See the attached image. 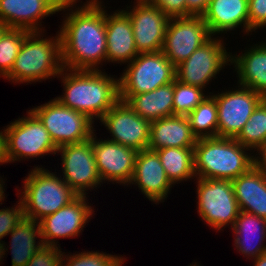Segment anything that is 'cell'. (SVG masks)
I'll return each mask as SVG.
<instances>
[{"mask_svg":"<svg viewBox=\"0 0 266 266\" xmlns=\"http://www.w3.org/2000/svg\"><path fill=\"white\" fill-rule=\"evenodd\" d=\"M16 204L14 205L15 207L13 206L11 208H0V264L3 261L2 259L6 251H8L7 244L2 239L8 236L20 219L24 217L23 205L20 199Z\"/></svg>","mask_w":266,"mask_h":266,"instance_id":"obj_34","label":"cell"},{"mask_svg":"<svg viewBox=\"0 0 266 266\" xmlns=\"http://www.w3.org/2000/svg\"><path fill=\"white\" fill-rule=\"evenodd\" d=\"M240 211L266 219V173L254 165L232 180Z\"/></svg>","mask_w":266,"mask_h":266,"instance_id":"obj_24","label":"cell"},{"mask_svg":"<svg viewBox=\"0 0 266 266\" xmlns=\"http://www.w3.org/2000/svg\"><path fill=\"white\" fill-rule=\"evenodd\" d=\"M176 67L162 51L140 53L119 77V95H136L154 91L156 88L174 82Z\"/></svg>","mask_w":266,"mask_h":266,"instance_id":"obj_9","label":"cell"},{"mask_svg":"<svg viewBox=\"0 0 266 266\" xmlns=\"http://www.w3.org/2000/svg\"><path fill=\"white\" fill-rule=\"evenodd\" d=\"M100 122L111 134L109 141L137 151L148 148L151 122L139 116L126 102L119 100Z\"/></svg>","mask_w":266,"mask_h":266,"instance_id":"obj_16","label":"cell"},{"mask_svg":"<svg viewBox=\"0 0 266 266\" xmlns=\"http://www.w3.org/2000/svg\"><path fill=\"white\" fill-rule=\"evenodd\" d=\"M107 12L105 9L106 63H130L138 55L131 19L124 9Z\"/></svg>","mask_w":266,"mask_h":266,"instance_id":"obj_20","label":"cell"},{"mask_svg":"<svg viewBox=\"0 0 266 266\" xmlns=\"http://www.w3.org/2000/svg\"><path fill=\"white\" fill-rule=\"evenodd\" d=\"M190 266H201V265H198V263L195 262L194 264L192 263V265L190 264Z\"/></svg>","mask_w":266,"mask_h":266,"instance_id":"obj_45","label":"cell"},{"mask_svg":"<svg viewBox=\"0 0 266 266\" xmlns=\"http://www.w3.org/2000/svg\"><path fill=\"white\" fill-rule=\"evenodd\" d=\"M203 88L184 84L174 80V115L187 116L192 112L207 96L208 93Z\"/></svg>","mask_w":266,"mask_h":266,"instance_id":"obj_32","label":"cell"},{"mask_svg":"<svg viewBox=\"0 0 266 266\" xmlns=\"http://www.w3.org/2000/svg\"><path fill=\"white\" fill-rule=\"evenodd\" d=\"M211 36L234 31L243 27L249 35L248 0H210L202 15Z\"/></svg>","mask_w":266,"mask_h":266,"instance_id":"obj_21","label":"cell"},{"mask_svg":"<svg viewBox=\"0 0 266 266\" xmlns=\"http://www.w3.org/2000/svg\"><path fill=\"white\" fill-rule=\"evenodd\" d=\"M249 33L266 28V0H248Z\"/></svg>","mask_w":266,"mask_h":266,"instance_id":"obj_36","label":"cell"},{"mask_svg":"<svg viewBox=\"0 0 266 266\" xmlns=\"http://www.w3.org/2000/svg\"><path fill=\"white\" fill-rule=\"evenodd\" d=\"M133 184L154 204L167 200L170 189L174 186L167 178L158 154L149 149L138 151L129 185Z\"/></svg>","mask_w":266,"mask_h":266,"instance_id":"obj_19","label":"cell"},{"mask_svg":"<svg viewBox=\"0 0 266 266\" xmlns=\"http://www.w3.org/2000/svg\"><path fill=\"white\" fill-rule=\"evenodd\" d=\"M210 0H186L187 16H202L209 5Z\"/></svg>","mask_w":266,"mask_h":266,"instance_id":"obj_38","label":"cell"},{"mask_svg":"<svg viewBox=\"0 0 266 266\" xmlns=\"http://www.w3.org/2000/svg\"><path fill=\"white\" fill-rule=\"evenodd\" d=\"M187 117L197 139L217 137V104L212 95L209 94Z\"/></svg>","mask_w":266,"mask_h":266,"instance_id":"obj_29","label":"cell"},{"mask_svg":"<svg viewBox=\"0 0 266 266\" xmlns=\"http://www.w3.org/2000/svg\"><path fill=\"white\" fill-rule=\"evenodd\" d=\"M234 246L239 254L254 260L266 252V219L240 211L233 227Z\"/></svg>","mask_w":266,"mask_h":266,"instance_id":"obj_25","label":"cell"},{"mask_svg":"<svg viewBox=\"0 0 266 266\" xmlns=\"http://www.w3.org/2000/svg\"><path fill=\"white\" fill-rule=\"evenodd\" d=\"M63 253L61 247L43 245L25 266H61Z\"/></svg>","mask_w":266,"mask_h":266,"instance_id":"obj_35","label":"cell"},{"mask_svg":"<svg viewBox=\"0 0 266 266\" xmlns=\"http://www.w3.org/2000/svg\"><path fill=\"white\" fill-rule=\"evenodd\" d=\"M195 179L197 212L202 221L217 231H223L227 226L232 228L240 213L232 181Z\"/></svg>","mask_w":266,"mask_h":266,"instance_id":"obj_7","label":"cell"},{"mask_svg":"<svg viewBox=\"0 0 266 266\" xmlns=\"http://www.w3.org/2000/svg\"><path fill=\"white\" fill-rule=\"evenodd\" d=\"M56 153L61 155L62 179L78 196H86L88 190L103 184L94 158L92 136L82 143L63 145Z\"/></svg>","mask_w":266,"mask_h":266,"instance_id":"obj_12","label":"cell"},{"mask_svg":"<svg viewBox=\"0 0 266 266\" xmlns=\"http://www.w3.org/2000/svg\"><path fill=\"white\" fill-rule=\"evenodd\" d=\"M94 212L87 196H77L68 205L39 221L43 244L60 247L58 238L78 236Z\"/></svg>","mask_w":266,"mask_h":266,"instance_id":"obj_15","label":"cell"},{"mask_svg":"<svg viewBox=\"0 0 266 266\" xmlns=\"http://www.w3.org/2000/svg\"><path fill=\"white\" fill-rule=\"evenodd\" d=\"M197 137L193 134L187 116L173 115L150 123L149 150L161 148L194 147Z\"/></svg>","mask_w":266,"mask_h":266,"instance_id":"obj_22","label":"cell"},{"mask_svg":"<svg viewBox=\"0 0 266 266\" xmlns=\"http://www.w3.org/2000/svg\"><path fill=\"white\" fill-rule=\"evenodd\" d=\"M61 3H79L81 0H59Z\"/></svg>","mask_w":266,"mask_h":266,"instance_id":"obj_44","label":"cell"},{"mask_svg":"<svg viewBox=\"0 0 266 266\" xmlns=\"http://www.w3.org/2000/svg\"><path fill=\"white\" fill-rule=\"evenodd\" d=\"M63 253L61 266H122L126 258L100 251Z\"/></svg>","mask_w":266,"mask_h":266,"instance_id":"obj_33","label":"cell"},{"mask_svg":"<svg viewBox=\"0 0 266 266\" xmlns=\"http://www.w3.org/2000/svg\"><path fill=\"white\" fill-rule=\"evenodd\" d=\"M211 37L203 16L170 18L162 52L176 67Z\"/></svg>","mask_w":266,"mask_h":266,"instance_id":"obj_13","label":"cell"},{"mask_svg":"<svg viewBox=\"0 0 266 266\" xmlns=\"http://www.w3.org/2000/svg\"><path fill=\"white\" fill-rule=\"evenodd\" d=\"M76 6L77 3H61L59 8V12H65L62 16L64 21L57 31L61 39L63 67L99 70V65L106 62L107 56L106 7L102 0H87L83 5Z\"/></svg>","mask_w":266,"mask_h":266,"instance_id":"obj_1","label":"cell"},{"mask_svg":"<svg viewBox=\"0 0 266 266\" xmlns=\"http://www.w3.org/2000/svg\"><path fill=\"white\" fill-rule=\"evenodd\" d=\"M29 31L8 28L0 37V77L10 73L15 59Z\"/></svg>","mask_w":266,"mask_h":266,"instance_id":"obj_31","label":"cell"},{"mask_svg":"<svg viewBox=\"0 0 266 266\" xmlns=\"http://www.w3.org/2000/svg\"><path fill=\"white\" fill-rule=\"evenodd\" d=\"M254 266H266V252L254 259Z\"/></svg>","mask_w":266,"mask_h":266,"instance_id":"obj_41","label":"cell"},{"mask_svg":"<svg viewBox=\"0 0 266 266\" xmlns=\"http://www.w3.org/2000/svg\"><path fill=\"white\" fill-rule=\"evenodd\" d=\"M43 33L44 31L27 33L6 80L15 84H32L56 78L61 73L64 67L60 34L58 32L53 38L50 36L43 39Z\"/></svg>","mask_w":266,"mask_h":266,"instance_id":"obj_4","label":"cell"},{"mask_svg":"<svg viewBox=\"0 0 266 266\" xmlns=\"http://www.w3.org/2000/svg\"><path fill=\"white\" fill-rule=\"evenodd\" d=\"M194 147L161 148L155 152L173 185L196 178L194 171Z\"/></svg>","mask_w":266,"mask_h":266,"instance_id":"obj_28","label":"cell"},{"mask_svg":"<svg viewBox=\"0 0 266 266\" xmlns=\"http://www.w3.org/2000/svg\"><path fill=\"white\" fill-rule=\"evenodd\" d=\"M23 179V189L18 196L23 205L24 216L35 221L51 215L68 205L78 195L62 179V176L34 166Z\"/></svg>","mask_w":266,"mask_h":266,"instance_id":"obj_5","label":"cell"},{"mask_svg":"<svg viewBox=\"0 0 266 266\" xmlns=\"http://www.w3.org/2000/svg\"><path fill=\"white\" fill-rule=\"evenodd\" d=\"M60 6L59 0H0V21L8 28L45 31L42 20Z\"/></svg>","mask_w":266,"mask_h":266,"instance_id":"obj_18","label":"cell"},{"mask_svg":"<svg viewBox=\"0 0 266 266\" xmlns=\"http://www.w3.org/2000/svg\"><path fill=\"white\" fill-rule=\"evenodd\" d=\"M174 82L160 86L154 91L136 95H119L139 116L150 122L174 115Z\"/></svg>","mask_w":266,"mask_h":266,"instance_id":"obj_26","label":"cell"},{"mask_svg":"<svg viewBox=\"0 0 266 266\" xmlns=\"http://www.w3.org/2000/svg\"><path fill=\"white\" fill-rule=\"evenodd\" d=\"M222 91L212 96L217 104V136L236 138L256 107L265 99L260 93L244 86Z\"/></svg>","mask_w":266,"mask_h":266,"instance_id":"obj_11","label":"cell"},{"mask_svg":"<svg viewBox=\"0 0 266 266\" xmlns=\"http://www.w3.org/2000/svg\"><path fill=\"white\" fill-rule=\"evenodd\" d=\"M133 3L134 6H127L124 11L131 19L138 54L162 51L170 18L147 0H135Z\"/></svg>","mask_w":266,"mask_h":266,"instance_id":"obj_14","label":"cell"},{"mask_svg":"<svg viewBox=\"0 0 266 266\" xmlns=\"http://www.w3.org/2000/svg\"><path fill=\"white\" fill-rule=\"evenodd\" d=\"M30 110L43 123L57 148L85 142L96 131L88 116L63 106L56 98Z\"/></svg>","mask_w":266,"mask_h":266,"instance_id":"obj_8","label":"cell"},{"mask_svg":"<svg viewBox=\"0 0 266 266\" xmlns=\"http://www.w3.org/2000/svg\"><path fill=\"white\" fill-rule=\"evenodd\" d=\"M256 153L258 154L255 155V165L266 173V143Z\"/></svg>","mask_w":266,"mask_h":266,"instance_id":"obj_39","label":"cell"},{"mask_svg":"<svg viewBox=\"0 0 266 266\" xmlns=\"http://www.w3.org/2000/svg\"><path fill=\"white\" fill-rule=\"evenodd\" d=\"M57 78L62 80L64 95L55 98L63 106L85 114L93 122L100 120L120 100L119 78L111 77L101 69L63 68Z\"/></svg>","mask_w":266,"mask_h":266,"instance_id":"obj_2","label":"cell"},{"mask_svg":"<svg viewBox=\"0 0 266 266\" xmlns=\"http://www.w3.org/2000/svg\"><path fill=\"white\" fill-rule=\"evenodd\" d=\"M252 44L244 53L231 55V65L237 72V85L260 93L266 98V40ZM234 55V56H233Z\"/></svg>","mask_w":266,"mask_h":266,"instance_id":"obj_23","label":"cell"},{"mask_svg":"<svg viewBox=\"0 0 266 266\" xmlns=\"http://www.w3.org/2000/svg\"><path fill=\"white\" fill-rule=\"evenodd\" d=\"M5 183V181H3V178L0 176V202L2 201V202H4V200H5V194H4V192H5V188H4V184Z\"/></svg>","mask_w":266,"mask_h":266,"instance_id":"obj_42","label":"cell"},{"mask_svg":"<svg viewBox=\"0 0 266 266\" xmlns=\"http://www.w3.org/2000/svg\"><path fill=\"white\" fill-rule=\"evenodd\" d=\"M8 29V27L0 21V37Z\"/></svg>","mask_w":266,"mask_h":266,"instance_id":"obj_43","label":"cell"},{"mask_svg":"<svg viewBox=\"0 0 266 266\" xmlns=\"http://www.w3.org/2000/svg\"><path fill=\"white\" fill-rule=\"evenodd\" d=\"M6 163L56 155L57 147L43 123L31 111L5 128Z\"/></svg>","mask_w":266,"mask_h":266,"instance_id":"obj_6","label":"cell"},{"mask_svg":"<svg viewBox=\"0 0 266 266\" xmlns=\"http://www.w3.org/2000/svg\"><path fill=\"white\" fill-rule=\"evenodd\" d=\"M92 134L94 158L102 183L114 182L128 187L132 180L138 151Z\"/></svg>","mask_w":266,"mask_h":266,"instance_id":"obj_17","label":"cell"},{"mask_svg":"<svg viewBox=\"0 0 266 266\" xmlns=\"http://www.w3.org/2000/svg\"><path fill=\"white\" fill-rule=\"evenodd\" d=\"M0 131V165L6 164L5 128Z\"/></svg>","mask_w":266,"mask_h":266,"instance_id":"obj_40","label":"cell"},{"mask_svg":"<svg viewBox=\"0 0 266 266\" xmlns=\"http://www.w3.org/2000/svg\"><path fill=\"white\" fill-rule=\"evenodd\" d=\"M152 5L157 6L169 18L187 17L186 0H147Z\"/></svg>","mask_w":266,"mask_h":266,"instance_id":"obj_37","label":"cell"},{"mask_svg":"<svg viewBox=\"0 0 266 266\" xmlns=\"http://www.w3.org/2000/svg\"><path fill=\"white\" fill-rule=\"evenodd\" d=\"M218 37L212 36L176 66V80L205 89L225 66L231 64L232 53L227 52L224 37Z\"/></svg>","mask_w":266,"mask_h":266,"instance_id":"obj_10","label":"cell"},{"mask_svg":"<svg viewBox=\"0 0 266 266\" xmlns=\"http://www.w3.org/2000/svg\"><path fill=\"white\" fill-rule=\"evenodd\" d=\"M9 234L11 235L9 247H11L12 266H25L44 245L39 222L25 216ZM36 240L39 241L36 242Z\"/></svg>","mask_w":266,"mask_h":266,"instance_id":"obj_27","label":"cell"},{"mask_svg":"<svg viewBox=\"0 0 266 266\" xmlns=\"http://www.w3.org/2000/svg\"><path fill=\"white\" fill-rule=\"evenodd\" d=\"M193 149L196 178L232 181L255 165V153L235 138H201Z\"/></svg>","mask_w":266,"mask_h":266,"instance_id":"obj_3","label":"cell"},{"mask_svg":"<svg viewBox=\"0 0 266 266\" xmlns=\"http://www.w3.org/2000/svg\"><path fill=\"white\" fill-rule=\"evenodd\" d=\"M235 139L253 152L266 143V98L256 107Z\"/></svg>","mask_w":266,"mask_h":266,"instance_id":"obj_30","label":"cell"}]
</instances>
